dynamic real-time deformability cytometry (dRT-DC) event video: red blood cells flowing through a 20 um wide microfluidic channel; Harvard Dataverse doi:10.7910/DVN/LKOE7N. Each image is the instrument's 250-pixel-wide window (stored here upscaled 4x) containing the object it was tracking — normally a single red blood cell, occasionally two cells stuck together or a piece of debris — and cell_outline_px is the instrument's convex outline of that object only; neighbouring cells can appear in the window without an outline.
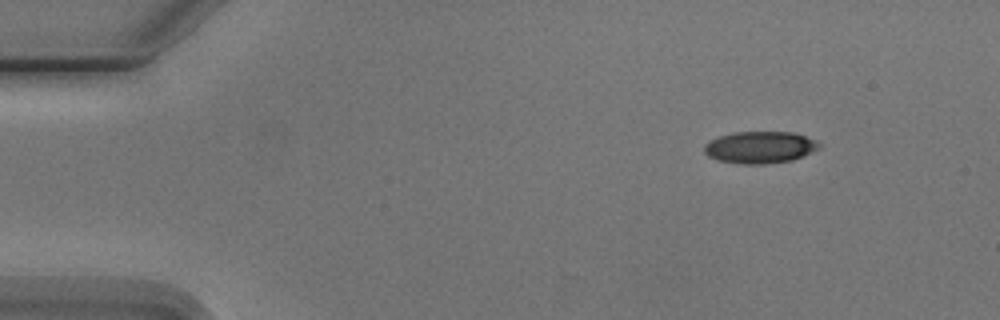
{"species": "Egyptian fruit bat (a non-hibernating species)", "species_latin": "Rousettus aegyptiacus", "temperature_condition": "cold", "stored_images_in_passage": 3, "camera_frame_rate_fps": 3000, "um_per_image_px": 0.085, "animal": {"sex": "male"}, "frame": {"image": 1, "passage_image": 1, "time_ms": 0.0, "image_size_px": [1000, 320], "cell_outline_px": [[820, 148], [804, 156], [792, 160], [764, 164], [740, 164], [716, 160], [708, 156], [704, 152], [704, 144], [708, 140], [732, 132], [792, 132], [816, 140], [820, 144]], "centroid_in_image_um": [64.57, 12.52], "position_along_channel_um": 20.4, "area_um2": 21.56}}
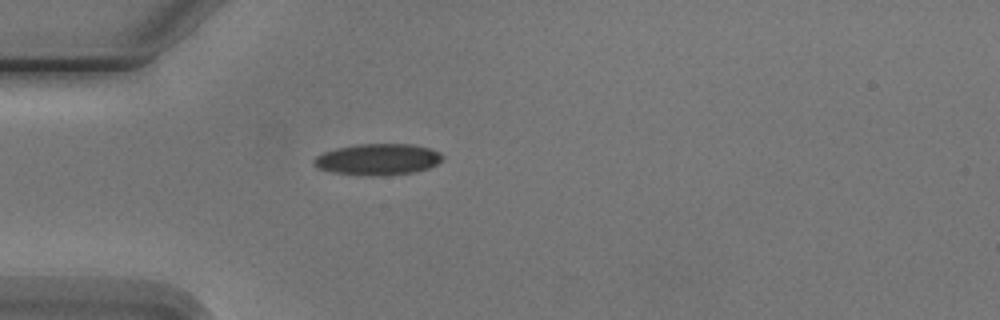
{"frame": {"image": 2, "passage_image": 3, "time_ms": 3.0, "image_size_px": [1000, 320], "cell_outline_px": [[444, 160], [428, 168], [416, 172], [380, 176], [368, 176], [332, 172], [316, 168], [312, 164], [312, 160], [316, 156], [324, 152], [336, 148], [356, 144], [412, 144], [428, 148], [440, 152], [444, 156]], "centroid_in_image_um": [32.1, 13.55], "position_along_channel_um": 52.9, "area_um2": 23.76}}